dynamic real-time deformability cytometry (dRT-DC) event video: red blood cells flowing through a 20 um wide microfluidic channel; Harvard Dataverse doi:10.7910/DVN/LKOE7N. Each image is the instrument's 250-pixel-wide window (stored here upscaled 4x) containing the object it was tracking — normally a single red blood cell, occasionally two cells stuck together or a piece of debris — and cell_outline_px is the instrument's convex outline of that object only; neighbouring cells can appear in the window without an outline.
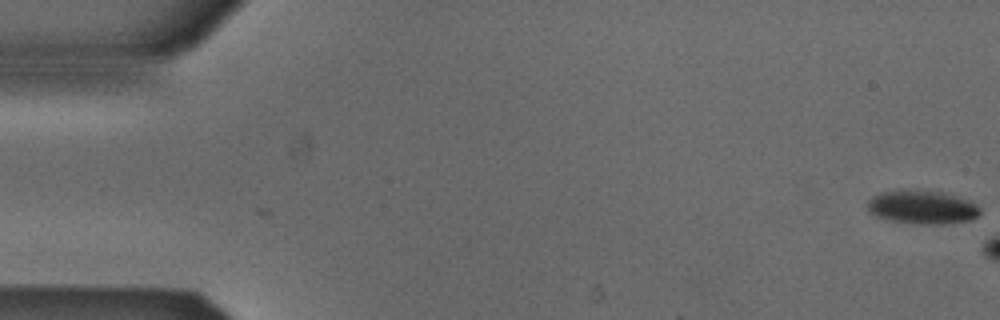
{"species": "Egyptian fruit bat (a non-hibernating species)", "species_latin": "Rousettus aegyptiacus", "temperature_condition": "cold", "stored_images_in_passage": 6, "camera_frame_rate_fps": 3000, "um_per_image_px": 0.085, "animal": {"sex": "male"}, "frame": {"image": 1, "passage_image": 1, "time_ms": 0.0, "image_size_px": [1000, 320], "cell_outline_px": [[980, 212], [976, 216], [968, 220], [944, 224], [916, 224], [888, 220], [876, 216], [868, 212], [868, 200], [872, 196], [884, 192], [940, 192], [956, 196], [968, 200], [976, 204], [980, 208]], "centroid_in_image_um": [78.38, 17.65], "position_along_channel_um": 6.6, "area_um2": 21.33}}
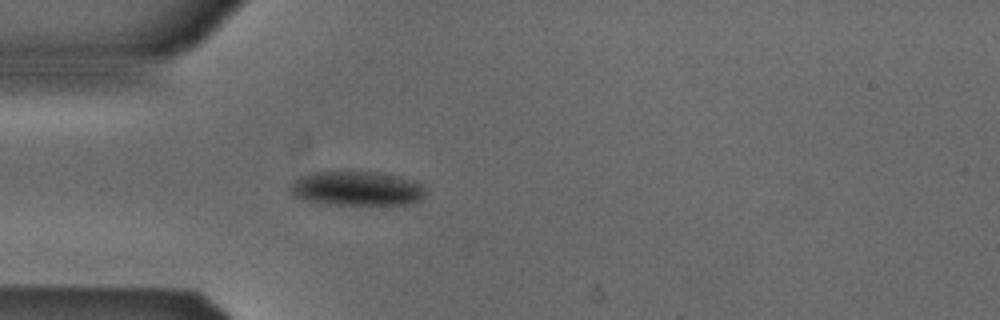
{"frame": {"image": 2, "passage_image": 6, "time_ms": 1.667, "image_size_px": [1000, 320], "cell_outline_px": [[424, 196], [420, 200], [412, 204], [328, 204], [304, 200], [292, 196], [288, 188], [292, 180], [308, 172], [380, 172], [412, 180], [420, 184], [424, 188]], "centroid_in_image_um": [30.25, 16.02], "position_along_channel_um": 54.8, "area_um2": 27.22}}